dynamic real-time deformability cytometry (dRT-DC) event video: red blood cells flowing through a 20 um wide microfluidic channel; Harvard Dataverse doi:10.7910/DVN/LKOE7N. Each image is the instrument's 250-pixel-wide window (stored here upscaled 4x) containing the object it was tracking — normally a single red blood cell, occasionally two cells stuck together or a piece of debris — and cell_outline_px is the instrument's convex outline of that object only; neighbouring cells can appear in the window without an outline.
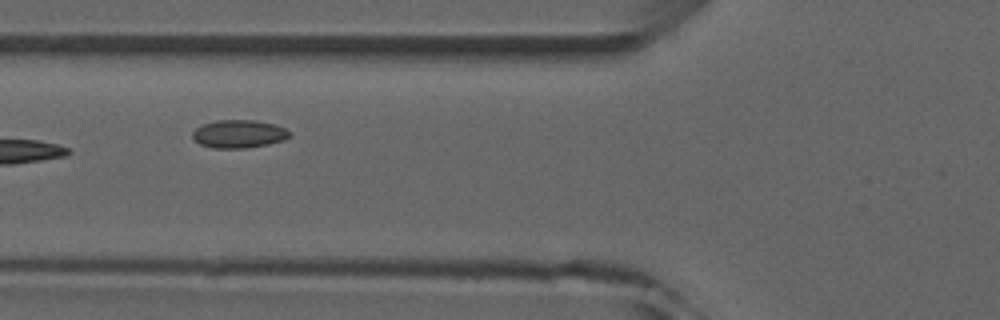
{"species": "common noctule bat (a hibernating species)", "species_latin": "Nyctalus noctula", "temperature_condition": "room temperature", "stored_images_in_passage": 9, "camera_frame_rate_fps": 3000, "um_per_image_px": 0.085, "animal": {"sex": "male", "forearm_length_mm": 52.5}, "frame": {"image": 1, "passage_image": 6, "time_ms": 5.667, "image_size_px": [1000, 320], "cell_outline_px": [[292, 136], [284, 140], [268, 144], [244, 148], [212, 148], [200, 144], [192, 136], [192, 132], [196, 128], [204, 124], [216, 120], [256, 120], [276, 124], [292, 132]], "centroid_in_image_um": [20.34, 11.38], "position_along_channel_um": 105.5, "area_um2": 15.95}}
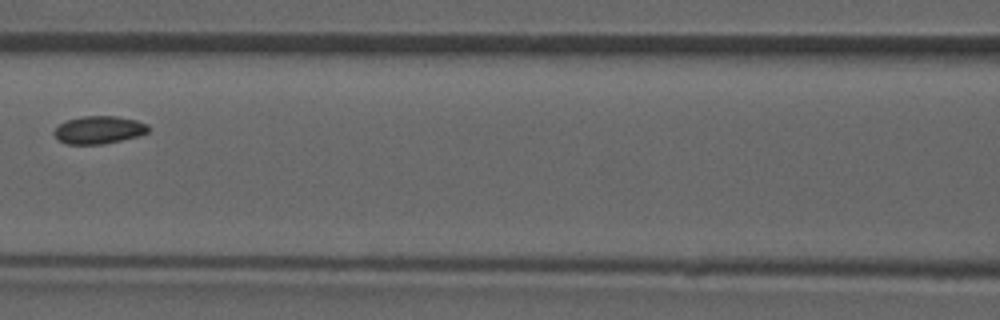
{"frame": {"image": 2, "passage_image": 7, "time_ms": 7.0, "image_size_px": [1000, 320], "cell_outline_px": [[152, 128], [148, 132], [136, 136], [104, 144], [64, 144], [52, 132], [60, 124], [68, 120], [84, 116], [116, 116], [136, 120], [148, 124]], "centroid_in_image_um": [8.43, 11.04], "position_along_channel_um": 158.2, "area_um2": 15.14}}